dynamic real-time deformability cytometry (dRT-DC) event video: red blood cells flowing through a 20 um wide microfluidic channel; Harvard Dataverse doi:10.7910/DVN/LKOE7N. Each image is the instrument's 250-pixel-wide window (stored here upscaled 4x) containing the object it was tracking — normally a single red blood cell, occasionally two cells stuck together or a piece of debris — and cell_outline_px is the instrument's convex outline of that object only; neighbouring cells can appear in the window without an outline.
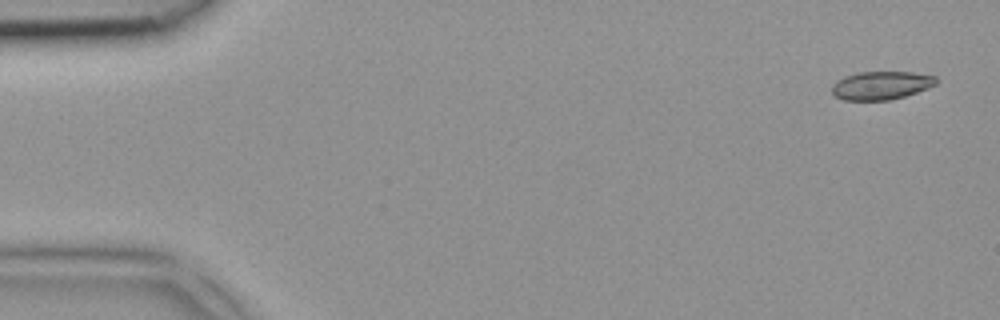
{"species": "common noctule bat (a hibernating species)", "species_latin": "Nyctalus noctula", "temperature_condition": "room temperature", "stored_images_in_passage": 5, "camera_frame_rate_fps": 3000, "um_per_image_px": 0.085, "animal": {"sex": "female", "body_mass_g": 18.4}, "frame": {"image": 1, "passage_image": 1, "time_ms": 0.0, "image_size_px": [1000, 320], "cell_outline_px": [[936, 84], [928, 88], [904, 96], [888, 100], [844, 100], [836, 96], [832, 92], [832, 84], [836, 80], [844, 76], [860, 72], [912, 72], [936, 76]], "centroid_in_image_um": [74.88, 7.25], "position_along_channel_um": 10.1, "area_um2": 17.11}}
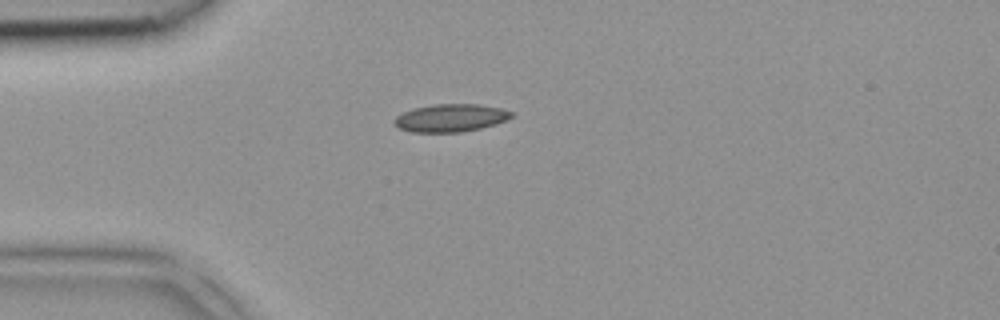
{"frame": {"image": 2, "passage_image": 4, "time_ms": 1.0, "image_size_px": [1000, 320], "cell_outline_px": [[512, 116], [496, 124], [480, 128], [460, 132], [412, 132], [400, 128], [392, 120], [396, 116], [412, 108], [432, 104], [480, 104], [500, 108], [512, 112]], "centroid_in_image_um": [38.27, 10.01], "position_along_channel_um": 46.7, "area_um2": 18.84}}